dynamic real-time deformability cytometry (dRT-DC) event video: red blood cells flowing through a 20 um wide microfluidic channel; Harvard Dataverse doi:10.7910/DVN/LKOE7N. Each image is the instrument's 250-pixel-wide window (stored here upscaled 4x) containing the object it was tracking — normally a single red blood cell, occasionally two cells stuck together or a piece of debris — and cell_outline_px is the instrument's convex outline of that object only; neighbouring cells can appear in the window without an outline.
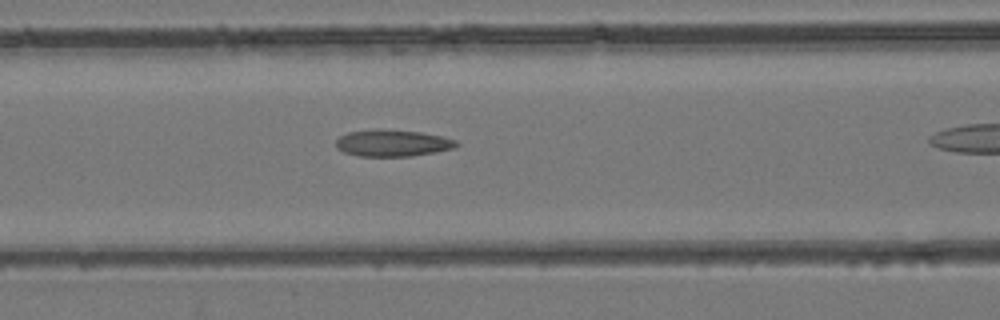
{"species": "common noctule bat (a hibernating species)", "species_latin": "Nyctalus noctula", "temperature_condition": "room temperature", "stored_images_in_passage": 22, "camera_frame_rate_fps": 3000, "um_per_image_px": 0.085, "animal": {"sex": "female", "body_mass_g": 24.6, "forearm_length_mm": 56.2}, "frame": {"image": 1, "passage_image": 13, "time_ms": 4.0, "image_size_px": [1000, 320], "cell_outline_px": [[460, 144], [456, 148], [436, 152], [412, 156], [360, 156], [344, 152], [336, 148], [336, 140], [340, 136], [348, 132], [376, 128], [420, 132], [440, 136], [456, 140]], "centroid_in_image_um": [33.37, 12.16], "position_along_channel_um": 133.2, "area_um2": 18.9}}
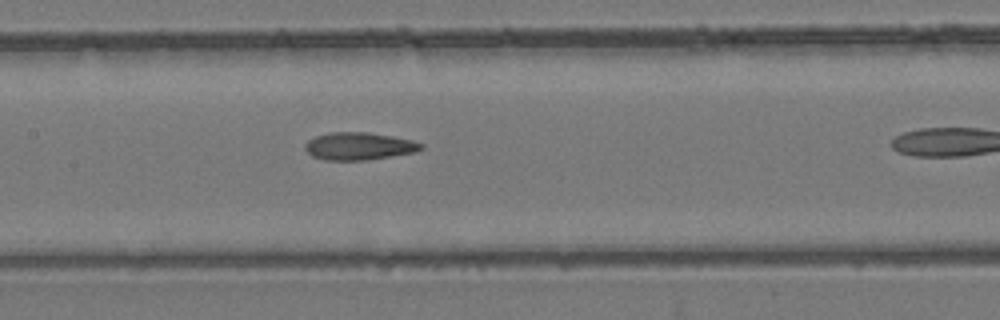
{"frame": {"image": 2, "passage_image": 16, "time_ms": 5.0, "image_size_px": [1000, 320], "cell_outline_px": [[424, 148], [416, 152], [364, 160], [324, 160], [312, 156], [304, 148], [304, 144], [308, 140], [316, 136], [328, 132], [368, 132], [392, 136], [412, 140], [424, 144]], "centroid_in_image_um": [30.51, 12.42], "position_along_channel_um": 176.9, "area_um2": 18.67}}